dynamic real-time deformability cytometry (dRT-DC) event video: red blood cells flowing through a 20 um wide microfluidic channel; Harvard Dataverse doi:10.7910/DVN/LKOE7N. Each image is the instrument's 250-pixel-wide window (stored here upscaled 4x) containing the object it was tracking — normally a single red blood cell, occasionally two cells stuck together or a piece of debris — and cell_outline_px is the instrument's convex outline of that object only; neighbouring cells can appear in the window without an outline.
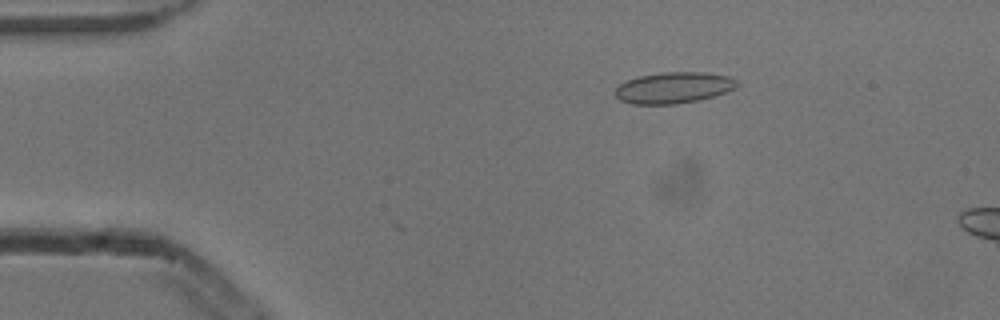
{"species": "common noctule bat (a hibernating species)", "species_latin": "Nyctalus noctula", "temperature_condition": "cold", "stored_images_in_passage": 5, "camera_frame_rate_fps": 3000, "um_per_image_px": 0.085, "animal": {"sex": "male", "body_mass_g": 13.3}, "frame": {"image": 1, "passage_image": 3, "time_ms": 0.667, "image_size_px": [1000, 320], "cell_outline_px": [[740, 84], [736, 88], [712, 96], [696, 100], [676, 104], [632, 104], [620, 100], [612, 92], [620, 84], [628, 80], [640, 76], [660, 72], [704, 72], [728, 76], [736, 80]], "centroid_in_image_um": [57.24, 7.45], "position_along_channel_um": 27.8, "area_um2": 22.08}}